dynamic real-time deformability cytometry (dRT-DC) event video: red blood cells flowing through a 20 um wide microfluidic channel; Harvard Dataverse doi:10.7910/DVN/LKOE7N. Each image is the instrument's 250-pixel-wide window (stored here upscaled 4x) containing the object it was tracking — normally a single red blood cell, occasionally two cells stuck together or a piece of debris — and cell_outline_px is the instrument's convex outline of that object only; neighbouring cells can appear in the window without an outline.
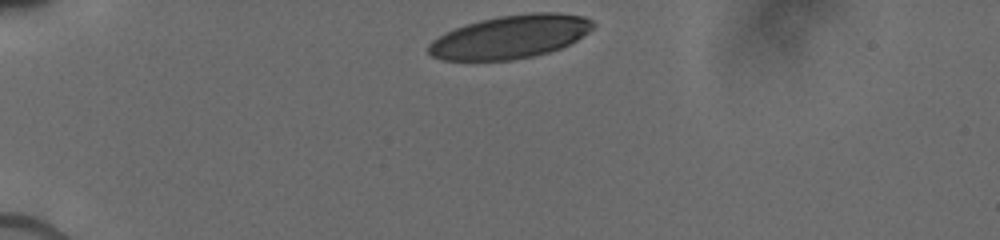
{"species": "human", "species_latin": "Homo sapiens", "temperature_condition": "cold", "stored_images_in_passage": 4, "camera_frame_rate_fps": 3000, "um_per_image_px": 0.085, "donor": {"sex": "male"}, "frame": {"image": 1, "passage_image": 1, "time_ms": 0.0, "image_size_px": [1000, 240], "cell_outline_px": [[596, 24], [588, 32], [576, 40], [560, 48], [548, 52], [532, 56], [512, 60], [444, 60], [432, 56], [428, 52], [428, 44], [432, 40], [444, 32], [464, 24], [480, 20], [500, 16], [528, 12], [556, 12], [584, 16], [592, 20]], "centroid_in_image_um": [43.36, 3.11], "position_along_channel_um": 41.6, "area_um2": 41.56}}
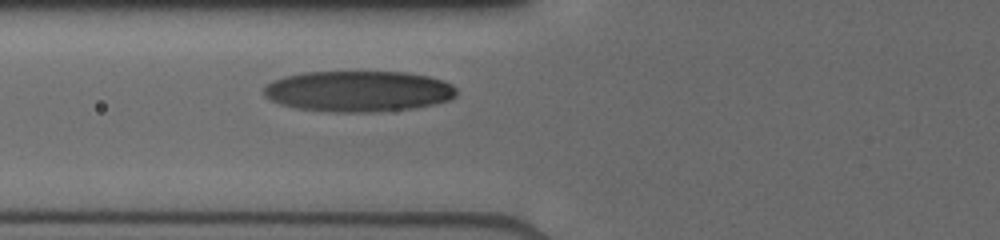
{"frame": {"image": 2, "passage_image": 4, "time_ms": 2.667, "image_size_px": [1000, 240], "cell_outline_px": [[456, 96], [448, 100], [436, 104], [412, 108], [372, 112], [336, 112], [296, 108], [280, 104], [264, 96], [264, 88], [272, 80], [284, 76], [304, 72], [408, 72], [428, 76], [444, 80], [452, 84], [456, 88]], "centroid_in_image_um": [30.48, 7.75], "position_along_channel_um": 95.3, "area_um2": 46.07}}